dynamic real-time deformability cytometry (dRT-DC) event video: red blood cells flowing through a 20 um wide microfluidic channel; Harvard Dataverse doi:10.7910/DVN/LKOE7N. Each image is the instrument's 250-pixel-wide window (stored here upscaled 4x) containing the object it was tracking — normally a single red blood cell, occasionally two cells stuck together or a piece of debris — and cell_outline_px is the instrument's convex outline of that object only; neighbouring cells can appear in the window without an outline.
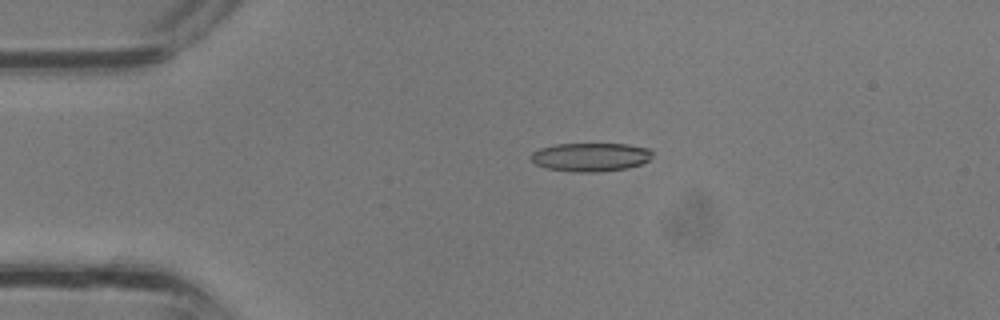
{"species": "common noctule bat (a hibernating species)", "species_latin": "Nyctalus noctula", "temperature_condition": "room temperature", "stored_images_in_passage": 28, "camera_frame_rate_fps": 3000, "um_per_image_px": 0.085, "animal": {"sex": "male", "body_mass_g": 13.3}, "frame": {"image": 1, "passage_image": 1, "time_ms": 0.0, "image_size_px": [1000, 320], "cell_outline_px": [[652, 156], [648, 160], [640, 164], [628, 168], [596, 172], [572, 172], [548, 168], [536, 164], [532, 160], [532, 152], [540, 148], [556, 144], [628, 144], [648, 148], [652, 152]], "centroid_in_image_um": [50.21, 13.35], "position_along_channel_um": 34.8, "area_um2": 20.11}}
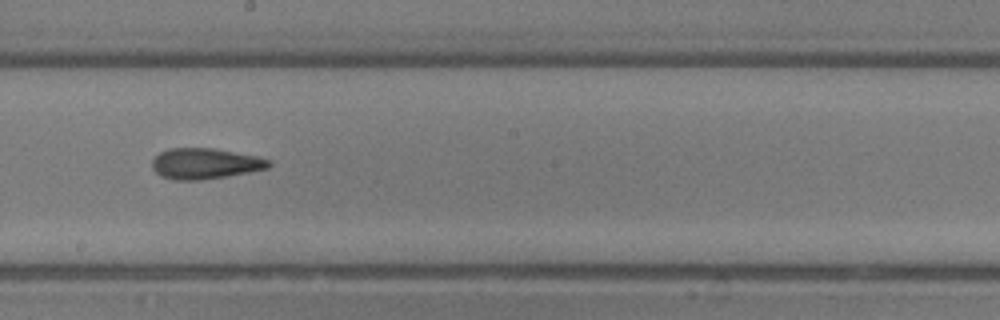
{"frame": {"image": 2, "passage_image": 13, "time_ms": 4.0, "image_size_px": [1000, 320], "cell_outline_px": [[272, 164], [268, 168], [228, 176], [200, 180], [176, 180], [160, 176], [152, 168], [152, 160], [160, 152], [172, 148], [212, 148], [256, 156], [272, 160]], "centroid_in_image_um": [17.43, 13.91], "position_along_channel_um": 230.8, "area_um2": 20.87}}
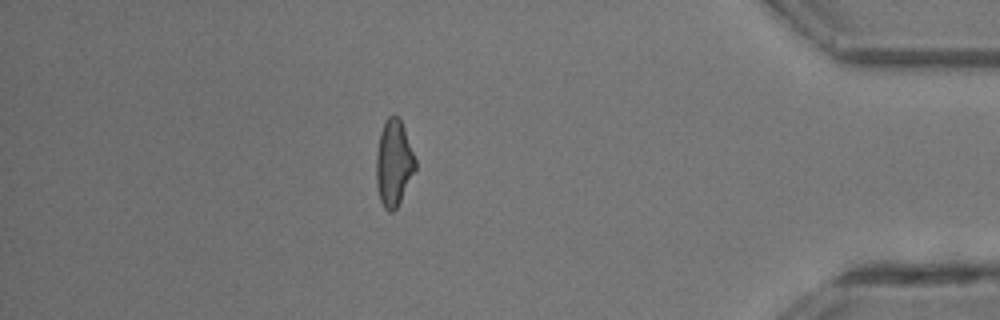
{"frame": {"image": 3, "passage_image": 24, "time_ms": 7.667, "image_size_px": [1000, 320], "cell_outline_px": [[416, 168], [396, 208], [392, 212], [388, 212], [384, 208], [380, 200], [376, 188], [376, 156], [380, 132], [388, 116], [396, 116], [400, 120], [404, 128], [416, 160]], "centroid_in_image_um": [33.45, 13.88], "position_along_channel_um": 401.8, "area_um2": 19.42}}